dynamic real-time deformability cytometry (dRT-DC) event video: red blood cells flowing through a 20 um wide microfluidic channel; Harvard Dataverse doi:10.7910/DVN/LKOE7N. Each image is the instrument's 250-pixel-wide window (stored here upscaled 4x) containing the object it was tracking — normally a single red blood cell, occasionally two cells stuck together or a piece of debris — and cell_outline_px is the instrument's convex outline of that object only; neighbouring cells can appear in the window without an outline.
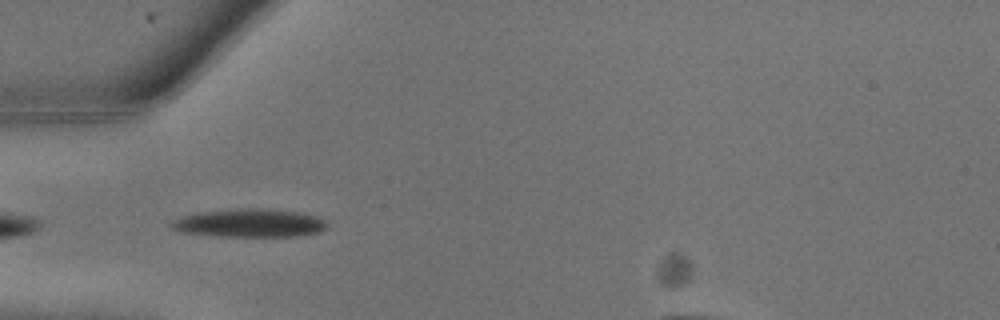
{"species": "common noctule bat (a hibernating species)", "species_latin": "Nyctalus noctula", "temperature_condition": "warm", "stored_images_in_passage": 6, "camera_frame_rate_fps": 3000, "um_per_image_px": 0.085, "animal": {"sex": "male", "body_mass_g": 13.3}, "frame": {"image": 1, "passage_image": 2, "time_ms": 0.333, "image_size_px": [1000, 320], "cell_outline_px": [[328, 228], [320, 232], [300, 236], [216, 236], [180, 232], [168, 228], [168, 224], [172, 220], [184, 216], [200, 212], [248, 208], [300, 212], [316, 216], [324, 220], [328, 224]], "centroid_in_image_um": [21.2, 18.98], "position_along_channel_um": 63.8, "area_um2": 25.61}}